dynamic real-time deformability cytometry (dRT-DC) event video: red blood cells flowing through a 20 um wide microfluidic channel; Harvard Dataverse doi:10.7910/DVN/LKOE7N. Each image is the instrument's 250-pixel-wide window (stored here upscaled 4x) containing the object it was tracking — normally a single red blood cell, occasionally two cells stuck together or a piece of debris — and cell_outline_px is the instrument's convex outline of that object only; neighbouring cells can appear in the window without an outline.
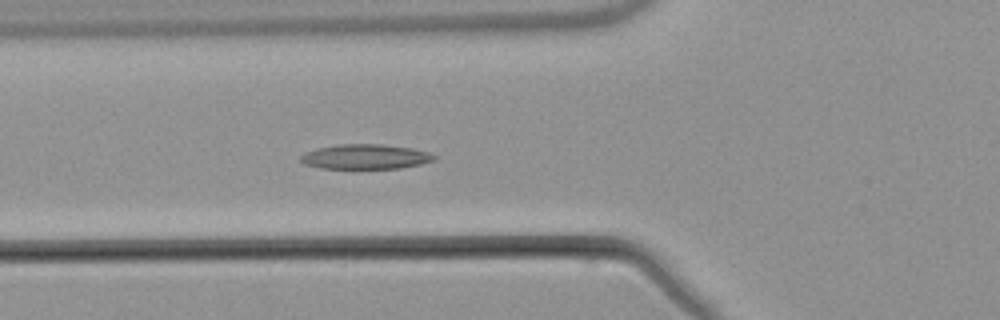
{"species": "common noctule bat (a hibernating species)", "species_latin": "Nyctalus noctula", "temperature_condition": "warm", "stored_images_in_passage": 3, "camera_frame_rate_fps": 3000, "um_per_image_px": 0.085, "animal": {"sex": "male", "body_mass_g": 21.5, "forearm_length_mm": 52.0}, "frame": {"image": 1, "passage_image": 3, "time_ms": 3.667, "image_size_px": [1000, 320], "cell_outline_px": [[436, 160], [420, 164], [400, 168], [320, 168], [304, 164], [300, 160], [300, 156], [304, 152], [316, 148], [336, 144], [384, 144], [412, 148], [428, 152], [436, 156]], "centroid_in_image_um": [31.04, 13.31], "position_along_channel_um": 94.8, "area_um2": 19.42}}